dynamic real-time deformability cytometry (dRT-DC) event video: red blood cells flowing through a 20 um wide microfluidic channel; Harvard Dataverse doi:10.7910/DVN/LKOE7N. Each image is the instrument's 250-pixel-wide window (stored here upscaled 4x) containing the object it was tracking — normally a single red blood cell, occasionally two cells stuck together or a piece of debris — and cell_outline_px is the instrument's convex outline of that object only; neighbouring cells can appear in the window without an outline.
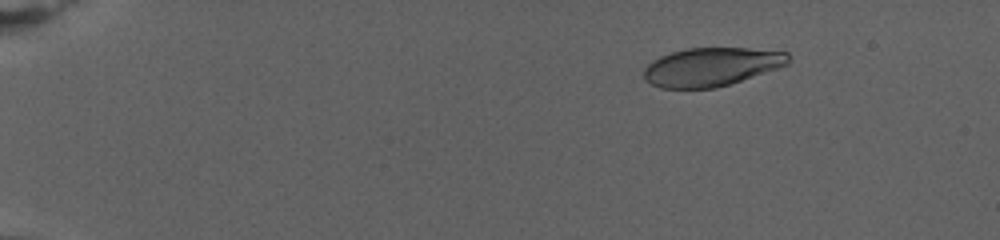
{"species": "human", "species_latin": "Homo sapiens", "temperature_condition": "warm", "stored_images_in_passage": 79, "camera_frame_rate_fps": 3000, "um_per_image_px": 0.085, "donor": {"sex": "female"}, "frame": {"image": 1, "passage_image": 13, "time_ms": 4.0, "image_size_px": [1000, 240], "cell_outline_px": [[788, 64], [716, 88], [660, 88], [644, 80], [644, 68], [652, 60], [660, 56], [672, 52], [688, 48], [748, 48], [788, 52]], "centroid_in_image_um": [60.41, 5.68], "position_along_channel_um": 24.6, "area_um2": 32.08}}
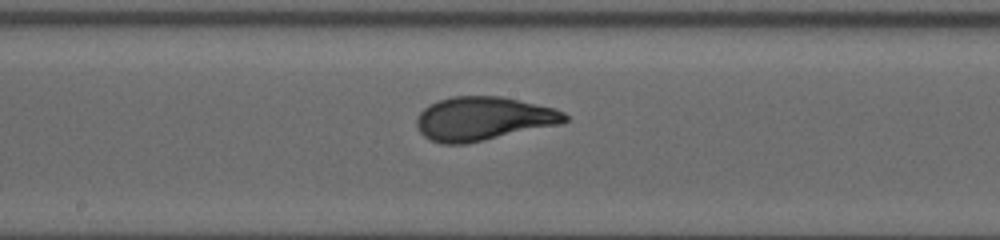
{"frame": {"image": 2, "passage_image": 46, "time_ms": 15.0, "image_size_px": [1000, 240], "cell_outline_px": [[568, 120], [564, 124], [464, 144], [440, 144], [428, 140], [420, 132], [416, 124], [416, 120], [420, 112], [428, 104], [436, 100], [452, 96], [500, 96], [556, 108], [564, 112], [568, 116]], "centroid_in_image_um": [41.08, 10.09], "position_along_channel_um": 207.1, "area_um2": 38.15}}
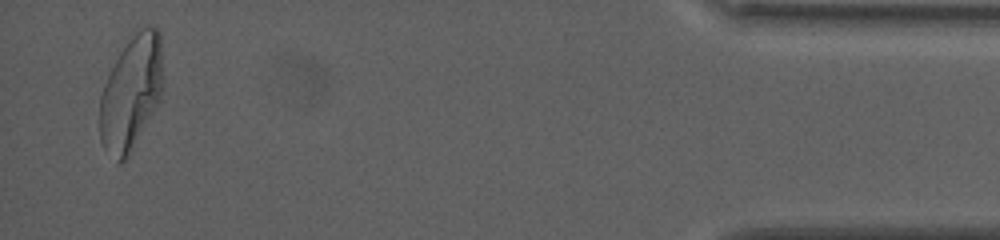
{"frame": {"image": 3, "passage_image": 77, "time_ms": 25.333, "image_size_px": [1000, 240], "cell_outline_px": [[164, 88], [160, 100], [124, 160], [120, 164], [116, 164], [104, 148], [100, 140], [100, 96], [104, 84], [120, 52], [128, 40], [136, 32], [148, 24], [156, 24], [160, 32], [164, 80]], "centroid_in_image_um": [11.18, 7.84], "position_along_channel_um": 424.0, "area_um2": 42.19}, "authors_computed_cell_mechanics": {"area_um2": 36.4718, "velocity_mm_per_s": 2.7538, "shape_relaxation_time_tau1_ms": 7.0973, "shape_relaxation_time_tau2_ms": null, "deformation_change_tau1": 0.2376, "deformation_change_tau2": null}}